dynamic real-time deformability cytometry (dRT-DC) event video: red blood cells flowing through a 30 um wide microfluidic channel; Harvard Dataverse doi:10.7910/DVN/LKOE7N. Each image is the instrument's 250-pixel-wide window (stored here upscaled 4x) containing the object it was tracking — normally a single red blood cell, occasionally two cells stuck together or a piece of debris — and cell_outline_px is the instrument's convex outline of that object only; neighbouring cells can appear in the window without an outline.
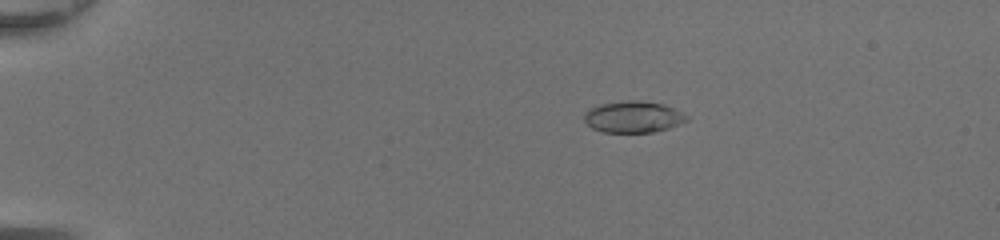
{"species": "common noctule bat (a hibernating species)", "species_latin": "Nyctalus noctula", "temperature_condition": "room temperature", "stored_images_in_passage": 51, "camera_frame_rate_fps": 3000, "um_per_image_px": 0.085, "animal": {"sex": "female", "body_mass_g": 20.0, "forearm_length_mm": 54.0}, "frame": {"image": 1, "passage_image": 12, "time_ms": 3.667, "image_size_px": [1000, 240], "cell_outline_px": [[688, 120], [668, 128], [652, 132], [604, 132], [592, 128], [584, 120], [584, 112], [588, 108], [600, 104], [628, 100], [636, 100], [664, 104], [684, 112], [688, 116]], "centroid_in_image_um": [53.82, 9.92], "position_along_channel_um": 31.2, "area_um2": 18.84}}
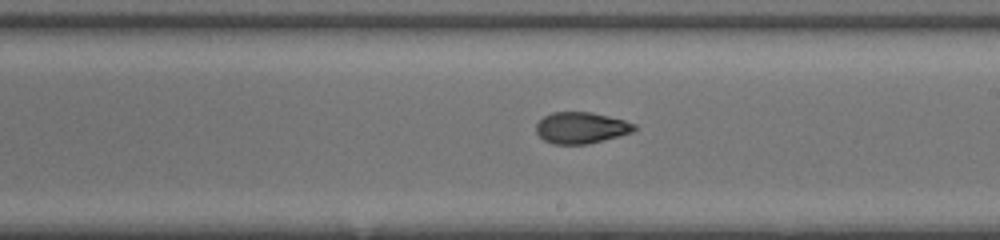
{"frame": {"image": 2, "passage_image": 32, "time_ms": 10.333, "image_size_px": [1000, 240], "cell_outline_px": [[636, 128], [632, 132], [620, 136], [588, 144], [552, 144], [544, 140], [536, 132], [536, 124], [544, 116], [552, 112], [592, 112], [624, 120], [636, 124]], "centroid_in_image_um": [49.4, 10.86], "position_along_channel_um": 239.6, "area_um2": 17.98}}
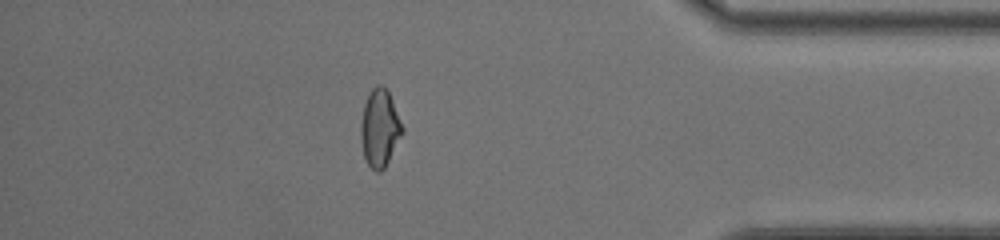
{"frame": {"image": 3, "passage_image": 45, "time_ms": 14.667, "image_size_px": [1000, 240], "cell_outline_px": [[404, 132], [384, 168], [380, 172], [376, 172], [368, 164], [364, 156], [360, 140], [360, 124], [364, 104], [372, 88], [376, 84], [380, 84], [388, 92], [392, 100], [404, 128]], "centroid_in_image_um": [32.27, 10.9], "position_along_channel_um": 402.9, "area_um2": 18.67}, "authors_computed_cell_mechanics": {"area_um2": 18.8428, "velocity_mm_per_s": 4.4005, "shape_relaxation_time_tau1_ms": null, "shape_relaxation_time_tau2_ms": 1.3859, "deformation_change_tau1": null, "deformation_change_tau2": 0.0625}}